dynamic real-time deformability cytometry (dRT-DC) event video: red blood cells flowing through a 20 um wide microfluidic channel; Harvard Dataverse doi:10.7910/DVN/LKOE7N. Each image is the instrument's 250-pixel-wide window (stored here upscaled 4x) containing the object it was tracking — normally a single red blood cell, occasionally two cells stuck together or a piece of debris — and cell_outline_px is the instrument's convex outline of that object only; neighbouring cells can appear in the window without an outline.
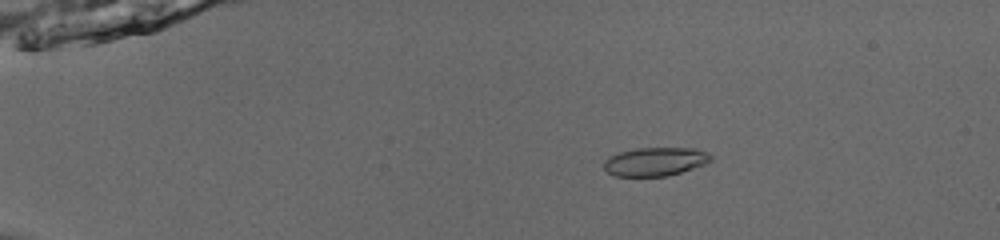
{"species": "common noctule bat (a hibernating species)", "species_latin": "Nyctalus noctula", "temperature_condition": "room temperature", "stored_images_in_passage": 49, "camera_frame_rate_fps": 3000, "um_per_image_px": 0.085, "animal": {"sex": "male", "body_mass_g": 13.0, "forearm_length_mm": 53.1}, "frame": {"image": 1, "passage_image": 6, "time_ms": 1.667, "image_size_px": [1000, 240], "cell_outline_px": [[712, 160], [704, 164], [668, 176], [616, 176], [608, 172], [604, 168], [604, 160], [608, 156], [620, 152], [636, 148], [696, 148], [708, 152], [712, 156]], "centroid_in_image_um": [55.69, 13.73], "position_along_channel_um": 29.3, "area_um2": 17.8}}
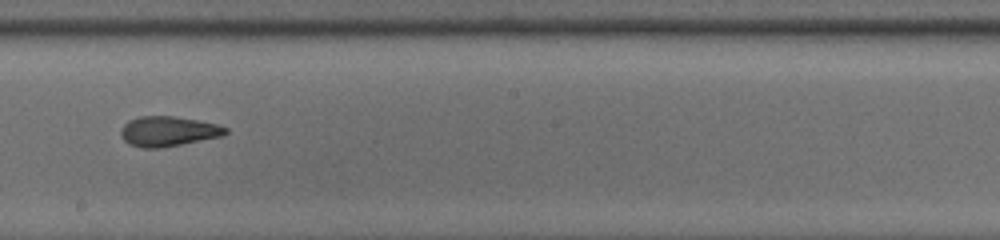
{"frame": {"image": 2, "passage_image": 28, "time_ms": 9.0, "image_size_px": [1000, 240], "cell_outline_px": [[228, 132], [224, 136], [160, 148], [144, 148], [128, 144], [124, 140], [120, 132], [124, 124], [128, 120], [140, 116], [172, 116], [196, 120], [216, 124], [228, 128]], "centroid_in_image_um": [14.29, 11.16], "position_along_channel_um": 233.9, "area_um2": 18.26}}
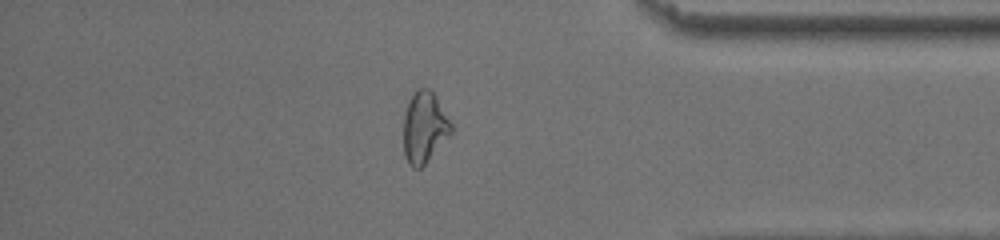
{"frame": {"image": 3, "passage_image": 42, "time_ms": 13.667, "image_size_px": [1000, 240], "cell_outline_px": [[452, 132], [428, 160], [420, 168], [412, 168], [408, 164], [404, 156], [404, 116], [412, 92], [416, 88], [428, 88], [436, 96], [452, 124]], "centroid_in_image_um": [36.06, 10.82], "position_along_channel_um": 399.1, "area_um2": 19.65}, "authors_computed_cell_mechanics": {"area_um2": 18.4382, "velocity_mm_per_s": 3.8698, "shape_relaxation_time_tau1_ms": 5.1611, "shape_relaxation_time_tau2_ms": 1.839, "deformation_change_tau1": 0.1727, "deformation_change_tau2": 0.0897}}